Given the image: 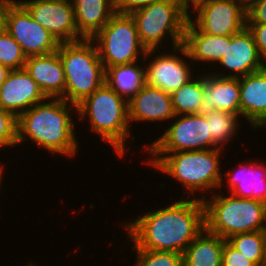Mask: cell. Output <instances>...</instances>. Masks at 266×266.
Here are the masks:
<instances>
[{"instance_id":"obj_1","label":"cell","mask_w":266,"mask_h":266,"mask_svg":"<svg viewBox=\"0 0 266 266\" xmlns=\"http://www.w3.org/2000/svg\"><path fill=\"white\" fill-rule=\"evenodd\" d=\"M180 197L165 207L153 208L122 223L121 226L127 231L126 239L139 249L178 252L183 255L205 228V220L201 199Z\"/></svg>"},{"instance_id":"obj_2","label":"cell","mask_w":266,"mask_h":266,"mask_svg":"<svg viewBox=\"0 0 266 266\" xmlns=\"http://www.w3.org/2000/svg\"><path fill=\"white\" fill-rule=\"evenodd\" d=\"M73 111L77 114V105L62 98H47L34 105L17 118V147L29 139L48 154L75 158L80 144Z\"/></svg>"},{"instance_id":"obj_3","label":"cell","mask_w":266,"mask_h":266,"mask_svg":"<svg viewBox=\"0 0 266 266\" xmlns=\"http://www.w3.org/2000/svg\"><path fill=\"white\" fill-rule=\"evenodd\" d=\"M224 149L177 151L170 153H146L145 163L149 168L172 177L182 185L183 196L204 199L206 195L220 190L222 181L221 157ZM221 156V157H220ZM152 166V167H151ZM197 192L200 194H197ZM205 195H204V193ZM203 194V195H202Z\"/></svg>"},{"instance_id":"obj_4","label":"cell","mask_w":266,"mask_h":266,"mask_svg":"<svg viewBox=\"0 0 266 266\" xmlns=\"http://www.w3.org/2000/svg\"><path fill=\"white\" fill-rule=\"evenodd\" d=\"M76 115L82 122L89 121V131L111 146L118 158L126 157L128 150L130 153L131 146L126 141L130 138L134 142L135 136L131 134L128 101L106 83L77 104Z\"/></svg>"},{"instance_id":"obj_5","label":"cell","mask_w":266,"mask_h":266,"mask_svg":"<svg viewBox=\"0 0 266 266\" xmlns=\"http://www.w3.org/2000/svg\"><path fill=\"white\" fill-rule=\"evenodd\" d=\"M221 192L217 191L209 198L206 196L202 199L207 231L227 240L236 234L261 230L266 203Z\"/></svg>"},{"instance_id":"obj_6","label":"cell","mask_w":266,"mask_h":266,"mask_svg":"<svg viewBox=\"0 0 266 266\" xmlns=\"http://www.w3.org/2000/svg\"><path fill=\"white\" fill-rule=\"evenodd\" d=\"M130 15L135 21L139 40L147 50L182 45L189 20V11L182 0H160Z\"/></svg>"},{"instance_id":"obj_7","label":"cell","mask_w":266,"mask_h":266,"mask_svg":"<svg viewBox=\"0 0 266 266\" xmlns=\"http://www.w3.org/2000/svg\"><path fill=\"white\" fill-rule=\"evenodd\" d=\"M57 51L66 81L63 100L77 105L105 83V68L91 39L60 43Z\"/></svg>"},{"instance_id":"obj_8","label":"cell","mask_w":266,"mask_h":266,"mask_svg":"<svg viewBox=\"0 0 266 266\" xmlns=\"http://www.w3.org/2000/svg\"><path fill=\"white\" fill-rule=\"evenodd\" d=\"M91 40L105 69L142 61L147 51L130 14L115 13Z\"/></svg>"},{"instance_id":"obj_9","label":"cell","mask_w":266,"mask_h":266,"mask_svg":"<svg viewBox=\"0 0 266 266\" xmlns=\"http://www.w3.org/2000/svg\"><path fill=\"white\" fill-rule=\"evenodd\" d=\"M173 121V122H172ZM163 133L144 145L148 153L199 151L211 149L209 124L205 115H175Z\"/></svg>"},{"instance_id":"obj_10","label":"cell","mask_w":266,"mask_h":266,"mask_svg":"<svg viewBox=\"0 0 266 266\" xmlns=\"http://www.w3.org/2000/svg\"><path fill=\"white\" fill-rule=\"evenodd\" d=\"M158 51L157 49L146 51L144 57L146 84L172 94L194 77L197 71L192 67L193 64L183 45L171 48V52L167 49L166 52L165 49H161L163 52L160 49Z\"/></svg>"},{"instance_id":"obj_11","label":"cell","mask_w":266,"mask_h":266,"mask_svg":"<svg viewBox=\"0 0 266 266\" xmlns=\"http://www.w3.org/2000/svg\"><path fill=\"white\" fill-rule=\"evenodd\" d=\"M189 20L202 33L231 36L246 27L247 10L237 0H206L189 12Z\"/></svg>"},{"instance_id":"obj_12","label":"cell","mask_w":266,"mask_h":266,"mask_svg":"<svg viewBox=\"0 0 266 266\" xmlns=\"http://www.w3.org/2000/svg\"><path fill=\"white\" fill-rule=\"evenodd\" d=\"M4 28L20 45L26 57L46 55L58 50L57 39L35 21L22 4H10Z\"/></svg>"},{"instance_id":"obj_13","label":"cell","mask_w":266,"mask_h":266,"mask_svg":"<svg viewBox=\"0 0 266 266\" xmlns=\"http://www.w3.org/2000/svg\"><path fill=\"white\" fill-rule=\"evenodd\" d=\"M217 64L219 67L215 65L216 72L210 73L223 78H241L266 66L259 55L254 36L247 26L238 33L227 36V50Z\"/></svg>"},{"instance_id":"obj_14","label":"cell","mask_w":266,"mask_h":266,"mask_svg":"<svg viewBox=\"0 0 266 266\" xmlns=\"http://www.w3.org/2000/svg\"><path fill=\"white\" fill-rule=\"evenodd\" d=\"M22 5L59 43L84 39L76 27L71 0H26Z\"/></svg>"},{"instance_id":"obj_15","label":"cell","mask_w":266,"mask_h":266,"mask_svg":"<svg viewBox=\"0 0 266 266\" xmlns=\"http://www.w3.org/2000/svg\"><path fill=\"white\" fill-rule=\"evenodd\" d=\"M46 99L25 68L11 70L0 86V108L12 113L16 118Z\"/></svg>"},{"instance_id":"obj_16","label":"cell","mask_w":266,"mask_h":266,"mask_svg":"<svg viewBox=\"0 0 266 266\" xmlns=\"http://www.w3.org/2000/svg\"><path fill=\"white\" fill-rule=\"evenodd\" d=\"M224 184L228 187L226 190L236 197L266 203V162L245 160L237 168L222 173L221 190Z\"/></svg>"},{"instance_id":"obj_17","label":"cell","mask_w":266,"mask_h":266,"mask_svg":"<svg viewBox=\"0 0 266 266\" xmlns=\"http://www.w3.org/2000/svg\"><path fill=\"white\" fill-rule=\"evenodd\" d=\"M175 116L171 94L145 84L128 101L129 123L170 122Z\"/></svg>"},{"instance_id":"obj_18","label":"cell","mask_w":266,"mask_h":266,"mask_svg":"<svg viewBox=\"0 0 266 266\" xmlns=\"http://www.w3.org/2000/svg\"><path fill=\"white\" fill-rule=\"evenodd\" d=\"M204 68V94L199 114L207 115L211 111L221 110L241 116L240 78L215 76Z\"/></svg>"},{"instance_id":"obj_19","label":"cell","mask_w":266,"mask_h":266,"mask_svg":"<svg viewBox=\"0 0 266 266\" xmlns=\"http://www.w3.org/2000/svg\"><path fill=\"white\" fill-rule=\"evenodd\" d=\"M240 107L251 129L266 128V66L240 78Z\"/></svg>"},{"instance_id":"obj_20","label":"cell","mask_w":266,"mask_h":266,"mask_svg":"<svg viewBox=\"0 0 266 266\" xmlns=\"http://www.w3.org/2000/svg\"><path fill=\"white\" fill-rule=\"evenodd\" d=\"M24 68L47 98L64 96L66 81L58 51L27 57Z\"/></svg>"},{"instance_id":"obj_21","label":"cell","mask_w":266,"mask_h":266,"mask_svg":"<svg viewBox=\"0 0 266 266\" xmlns=\"http://www.w3.org/2000/svg\"><path fill=\"white\" fill-rule=\"evenodd\" d=\"M182 45L185 47L193 67H199L198 65L200 63L201 66L202 64L204 66L208 64V70L211 67L214 71V65H211V63L217 65L222 56L225 55V51L227 50V36H215L202 33L188 20Z\"/></svg>"},{"instance_id":"obj_22","label":"cell","mask_w":266,"mask_h":266,"mask_svg":"<svg viewBox=\"0 0 266 266\" xmlns=\"http://www.w3.org/2000/svg\"><path fill=\"white\" fill-rule=\"evenodd\" d=\"M78 33L92 39L116 13L114 0H71Z\"/></svg>"},{"instance_id":"obj_23","label":"cell","mask_w":266,"mask_h":266,"mask_svg":"<svg viewBox=\"0 0 266 266\" xmlns=\"http://www.w3.org/2000/svg\"><path fill=\"white\" fill-rule=\"evenodd\" d=\"M225 241L204 228L184 251L183 266H222Z\"/></svg>"},{"instance_id":"obj_24","label":"cell","mask_w":266,"mask_h":266,"mask_svg":"<svg viewBox=\"0 0 266 266\" xmlns=\"http://www.w3.org/2000/svg\"><path fill=\"white\" fill-rule=\"evenodd\" d=\"M143 64L144 60L108 67L105 69V83L129 101L146 84Z\"/></svg>"},{"instance_id":"obj_25","label":"cell","mask_w":266,"mask_h":266,"mask_svg":"<svg viewBox=\"0 0 266 266\" xmlns=\"http://www.w3.org/2000/svg\"><path fill=\"white\" fill-rule=\"evenodd\" d=\"M205 117L209 124L211 149H226L227 144L229 146V143L233 142L239 134H242L240 133L242 127L241 116L227 111L215 110L205 115Z\"/></svg>"},{"instance_id":"obj_26","label":"cell","mask_w":266,"mask_h":266,"mask_svg":"<svg viewBox=\"0 0 266 266\" xmlns=\"http://www.w3.org/2000/svg\"><path fill=\"white\" fill-rule=\"evenodd\" d=\"M199 73L171 94L175 115L199 114L204 94V73Z\"/></svg>"},{"instance_id":"obj_27","label":"cell","mask_w":266,"mask_h":266,"mask_svg":"<svg viewBox=\"0 0 266 266\" xmlns=\"http://www.w3.org/2000/svg\"><path fill=\"white\" fill-rule=\"evenodd\" d=\"M227 241L256 266H266V253L261 231L236 234L229 237Z\"/></svg>"},{"instance_id":"obj_28","label":"cell","mask_w":266,"mask_h":266,"mask_svg":"<svg viewBox=\"0 0 266 266\" xmlns=\"http://www.w3.org/2000/svg\"><path fill=\"white\" fill-rule=\"evenodd\" d=\"M130 244V251L136 253L133 266H183V255L178 252L145 250Z\"/></svg>"},{"instance_id":"obj_29","label":"cell","mask_w":266,"mask_h":266,"mask_svg":"<svg viewBox=\"0 0 266 266\" xmlns=\"http://www.w3.org/2000/svg\"><path fill=\"white\" fill-rule=\"evenodd\" d=\"M27 60L20 45L13 39L8 31H0V63L10 70L23 69Z\"/></svg>"},{"instance_id":"obj_30","label":"cell","mask_w":266,"mask_h":266,"mask_svg":"<svg viewBox=\"0 0 266 266\" xmlns=\"http://www.w3.org/2000/svg\"><path fill=\"white\" fill-rule=\"evenodd\" d=\"M17 146V118L0 108V150ZM2 148V149H1Z\"/></svg>"},{"instance_id":"obj_31","label":"cell","mask_w":266,"mask_h":266,"mask_svg":"<svg viewBox=\"0 0 266 266\" xmlns=\"http://www.w3.org/2000/svg\"><path fill=\"white\" fill-rule=\"evenodd\" d=\"M222 266H256L242 252L235 249L227 240L223 246Z\"/></svg>"},{"instance_id":"obj_32","label":"cell","mask_w":266,"mask_h":266,"mask_svg":"<svg viewBox=\"0 0 266 266\" xmlns=\"http://www.w3.org/2000/svg\"><path fill=\"white\" fill-rule=\"evenodd\" d=\"M160 0H114L116 13L131 14Z\"/></svg>"},{"instance_id":"obj_33","label":"cell","mask_w":266,"mask_h":266,"mask_svg":"<svg viewBox=\"0 0 266 266\" xmlns=\"http://www.w3.org/2000/svg\"><path fill=\"white\" fill-rule=\"evenodd\" d=\"M252 32L260 57L266 63V24H246Z\"/></svg>"},{"instance_id":"obj_34","label":"cell","mask_w":266,"mask_h":266,"mask_svg":"<svg viewBox=\"0 0 266 266\" xmlns=\"http://www.w3.org/2000/svg\"><path fill=\"white\" fill-rule=\"evenodd\" d=\"M246 24H266V0H258L247 9Z\"/></svg>"},{"instance_id":"obj_35","label":"cell","mask_w":266,"mask_h":266,"mask_svg":"<svg viewBox=\"0 0 266 266\" xmlns=\"http://www.w3.org/2000/svg\"><path fill=\"white\" fill-rule=\"evenodd\" d=\"M10 4V0H0V31L4 28L5 13Z\"/></svg>"},{"instance_id":"obj_36","label":"cell","mask_w":266,"mask_h":266,"mask_svg":"<svg viewBox=\"0 0 266 266\" xmlns=\"http://www.w3.org/2000/svg\"><path fill=\"white\" fill-rule=\"evenodd\" d=\"M11 70L0 63V86L5 82Z\"/></svg>"},{"instance_id":"obj_37","label":"cell","mask_w":266,"mask_h":266,"mask_svg":"<svg viewBox=\"0 0 266 266\" xmlns=\"http://www.w3.org/2000/svg\"><path fill=\"white\" fill-rule=\"evenodd\" d=\"M260 231H261L262 236H263L264 250H265V253H266V214H265L264 221H263V224H262V227H261Z\"/></svg>"},{"instance_id":"obj_38","label":"cell","mask_w":266,"mask_h":266,"mask_svg":"<svg viewBox=\"0 0 266 266\" xmlns=\"http://www.w3.org/2000/svg\"><path fill=\"white\" fill-rule=\"evenodd\" d=\"M246 10L258 0H237Z\"/></svg>"},{"instance_id":"obj_39","label":"cell","mask_w":266,"mask_h":266,"mask_svg":"<svg viewBox=\"0 0 266 266\" xmlns=\"http://www.w3.org/2000/svg\"><path fill=\"white\" fill-rule=\"evenodd\" d=\"M206 0H190L186 6L188 11L190 12L198 3L204 2Z\"/></svg>"},{"instance_id":"obj_40","label":"cell","mask_w":266,"mask_h":266,"mask_svg":"<svg viewBox=\"0 0 266 266\" xmlns=\"http://www.w3.org/2000/svg\"><path fill=\"white\" fill-rule=\"evenodd\" d=\"M5 165H6V164L3 165L2 163H1V165H0V192H1V190H2V189H1V188H2V183H3V181H4V180H3V179H4V178H3V175H4V173H5V170H4L5 167H6Z\"/></svg>"},{"instance_id":"obj_41","label":"cell","mask_w":266,"mask_h":266,"mask_svg":"<svg viewBox=\"0 0 266 266\" xmlns=\"http://www.w3.org/2000/svg\"><path fill=\"white\" fill-rule=\"evenodd\" d=\"M26 0H10V3L12 4H22L23 2H25Z\"/></svg>"},{"instance_id":"obj_42","label":"cell","mask_w":266,"mask_h":266,"mask_svg":"<svg viewBox=\"0 0 266 266\" xmlns=\"http://www.w3.org/2000/svg\"><path fill=\"white\" fill-rule=\"evenodd\" d=\"M26 265H24V266H38L36 263H34V262H27V263H25ZM21 266H23V265H21ZM41 266V265H40Z\"/></svg>"}]
</instances>
